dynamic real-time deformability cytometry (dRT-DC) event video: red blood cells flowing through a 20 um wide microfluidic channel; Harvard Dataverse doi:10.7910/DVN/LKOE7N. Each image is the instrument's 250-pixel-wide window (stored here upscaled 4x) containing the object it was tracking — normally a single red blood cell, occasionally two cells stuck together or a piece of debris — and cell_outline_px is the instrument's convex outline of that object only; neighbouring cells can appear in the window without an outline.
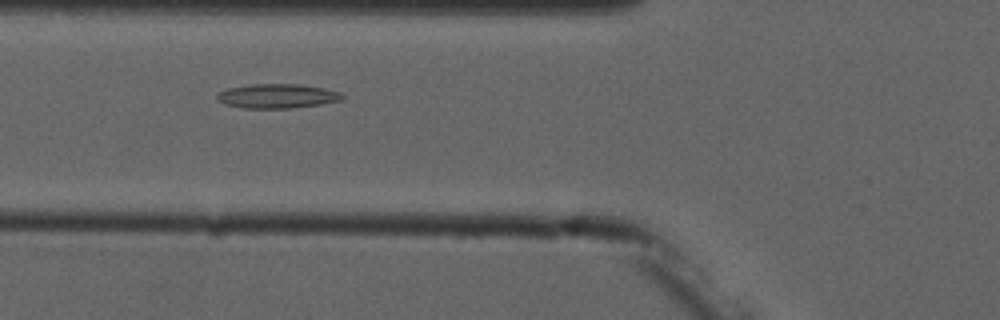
{"species": "common noctule bat (a hibernating species)", "species_latin": "Nyctalus noctula", "temperature_condition": "cold", "stored_images_in_passage": 5, "camera_frame_rate_fps": 3000, "um_per_image_px": 0.085, "animal": {"sex": "male", "forearm_length_mm": 52.5}, "frame": {"image": 1, "passage_image": 4, "time_ms": 4.333, "image_size_px": [1000, 320], "cell_outline_px": [[344, 96], [340, 100], [320, 104], [292, 108], [244, 108], [228, 104], [220, 100], [216, 96], [220, 92], [228, 88], [252, 84], [300, 84], [324, 88], [340, 92]], "centroid_in_image_um": [23.6, 8.16], "position_along_channel_um": 102.2, "area_um2": 17.46}}
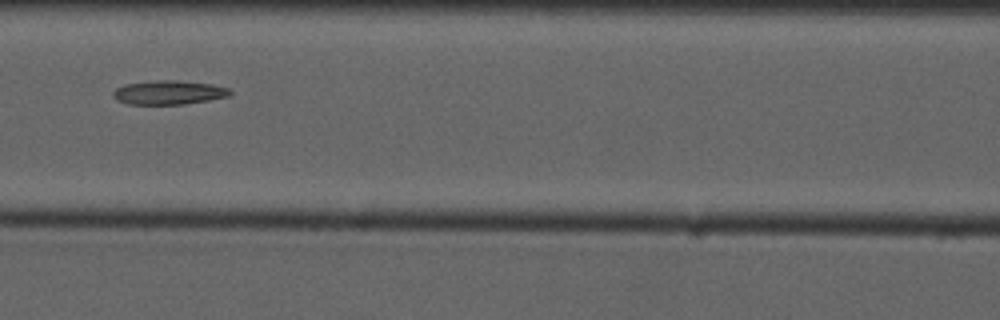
{"frame": {"image": 2, "passage_image": 5, "time_ms": 5.667, "image_size_px": [1000, 320], "cell_outline_px": [[232, 92], [228, 96], [208, 100], [184, 104], [128, 104], [116, 100], [112, 96], [112, 92], [116, 88], [124, 84], [156, 80], [176, 80], [212, 84], [228, 88]], "centroid_in_image_um": [14.3, 7.86], "position_along_channel_um": 152.3, "area_um2": 16.36}}